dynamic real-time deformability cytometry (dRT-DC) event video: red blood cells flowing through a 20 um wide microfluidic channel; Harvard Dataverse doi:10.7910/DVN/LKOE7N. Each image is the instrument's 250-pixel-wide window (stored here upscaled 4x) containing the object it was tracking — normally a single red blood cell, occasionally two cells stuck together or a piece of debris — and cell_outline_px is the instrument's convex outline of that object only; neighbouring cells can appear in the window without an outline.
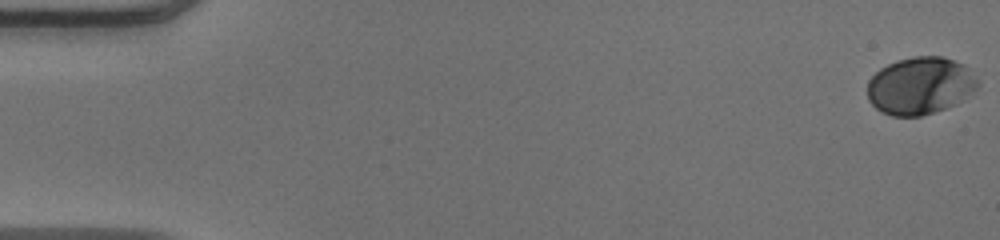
{"species": "human", "species_latin": "Homo sapiens", "temperature_condition": "warm", "stored_images_in_passage": 52, "camera_frame_rate_fps": 3000, "um_per_image_px": 0.085, "donor": {"sex": "male"}, "frame": {"image": 1, "passage_image": 1, "time_ms": 0.0, "image_size_px": [1000, 240], "cell_outline_px": [[980, 84], [976, 88], [956, 104], [920, 116], [892, 116], [880, 112], [868, 100], [868, 80], [880, 68], [896, 60], [912, 56], [944, 56], [964, 64], [980, 80]], "centroid_in_image_um": [78.21, 7.27], "position_along_channel_um": 6.8, "area_um2": 37.05}}
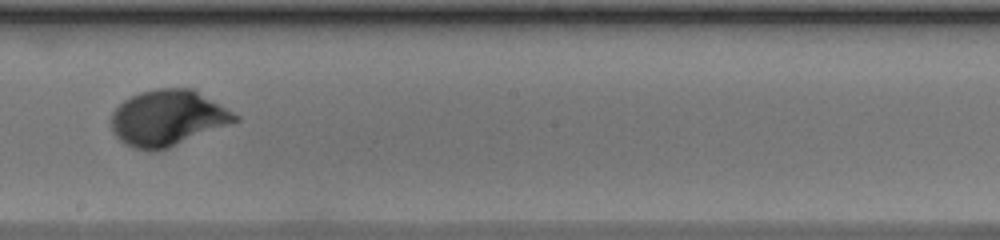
{"frame": {"image": 2, "passage_image": 30, "time_ms": 9.667, "image_size_px": [1000, 240], "cell_outline_px": [[240, 120], [168, 148], [156, 152], [148, 152], [132, 148], [124, 144], [112, 132], [112, 112], [124, 100], [140, 92], [156, 88], [192, 88], [240, 116]], "centroid_in_image_um": [14.24, 10.05], "position_along_channel_um": 234.0, "area_um2": 40.29}}
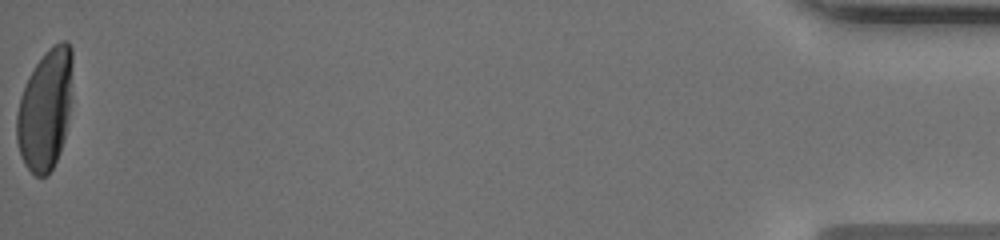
{"frame": {"image": 3, "passage_image": 52, "time_ms": 17.0, "image_size_px": [1000, 240], "cell_outline_px": [[72, 64], [68, 116], [64, 140], [60, 152], [48, 176], [36, 176], [24, 164], [20, 156], [16, 140], [16, 116], [20, 96], [36, 64], [48, 48], [52, 44], [60, 40], [68, 40], [72, 48]], "centroid_in_image_um": [3.83, 9.31], "position_along_channel_um": 431.4, "area_um2": 39.13}, "authors_computed_cell_mechanics": {"area_um2": 38.6682, "velocity_mm_per_s": 4.0302, "shape_relaxation_time_tau1_ms": 3.0198, "shape_relaxation_time_tau2_ms": null, "deformation_change_tau1": 0.1753, "deformation_change_tau2": null}}